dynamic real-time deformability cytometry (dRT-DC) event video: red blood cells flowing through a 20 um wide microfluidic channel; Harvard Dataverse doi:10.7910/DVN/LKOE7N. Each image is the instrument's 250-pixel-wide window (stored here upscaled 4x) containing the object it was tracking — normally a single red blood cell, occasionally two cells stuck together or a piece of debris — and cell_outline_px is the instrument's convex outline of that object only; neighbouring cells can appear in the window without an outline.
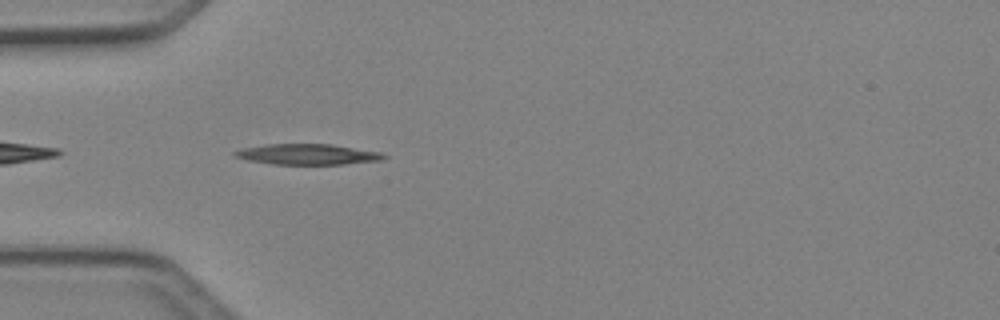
{"species": "Egyptian fruit bat (a non-hibernating species)", "species_latin": "Rousettus aegyptiacus", "temperature_condition": "cold", "stored_images_in_passage": 5, "camera_frame_rate_fps": 3000, "um_per_image_px": 0.085, "animal": {"sex": "female"}, "frame": {"image": 1, "passage_image": 2, "time_ms": 0.333, "image_size_px": [1000, 320], "cell_outline_px": [[388, 156], [384, 160], [344, 164], [272, 164], [248, 160], [236, 156], [232, 152], [240, 148], [268, 144], [332, 144], [380, 152]], "centroid_in_image_um": [26.16, 13.11], "position_along_channel_um": 58.8, "area_um2": 17.92}}